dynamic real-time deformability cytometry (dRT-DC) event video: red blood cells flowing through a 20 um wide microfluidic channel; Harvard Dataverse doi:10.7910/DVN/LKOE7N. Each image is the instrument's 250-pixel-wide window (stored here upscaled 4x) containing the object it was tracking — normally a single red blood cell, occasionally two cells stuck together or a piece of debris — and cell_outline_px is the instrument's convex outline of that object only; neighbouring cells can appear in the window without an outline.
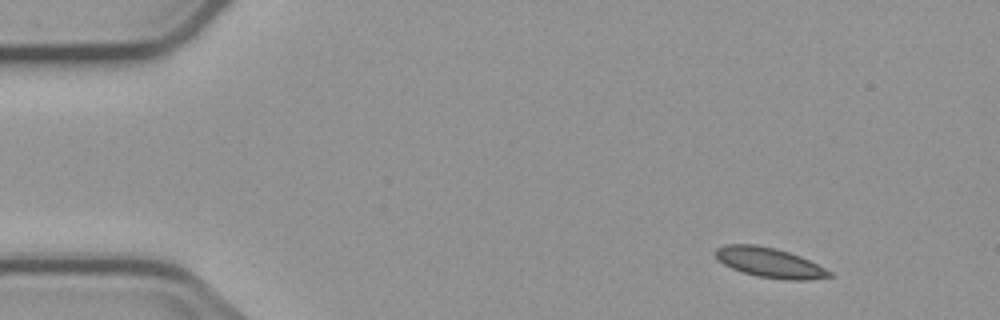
{"species": "common noctule bat (a hibernating species)", "species_latin": "Nyctalus noctula", "temperature_condition": "cold", "stored_images_in_passage": 3, "camera_frame_rate_fps": 3000, "um_per_image_px": 0.085, "animal": {"sex": "male", "body_mass_g": 23.1, "forearm_length_mm": 52.7}, "frame": {"image": 1, "passage_image": 1, "time_ms": 0.0, "image_size_px": [1000, 320], "cell_outline_px": [[832, 276], [808, 280], [784, 280], [756, 276], [732, 268], [716, 260], [712, 252], [716, 248], [724, 244], [756, 244], [776, 248], [800, 256], [832, 272]], "centroid_in_image_um": [65.34, 22.31], "position_along_channel_um": 19.7, "area_um2": 19.94}}